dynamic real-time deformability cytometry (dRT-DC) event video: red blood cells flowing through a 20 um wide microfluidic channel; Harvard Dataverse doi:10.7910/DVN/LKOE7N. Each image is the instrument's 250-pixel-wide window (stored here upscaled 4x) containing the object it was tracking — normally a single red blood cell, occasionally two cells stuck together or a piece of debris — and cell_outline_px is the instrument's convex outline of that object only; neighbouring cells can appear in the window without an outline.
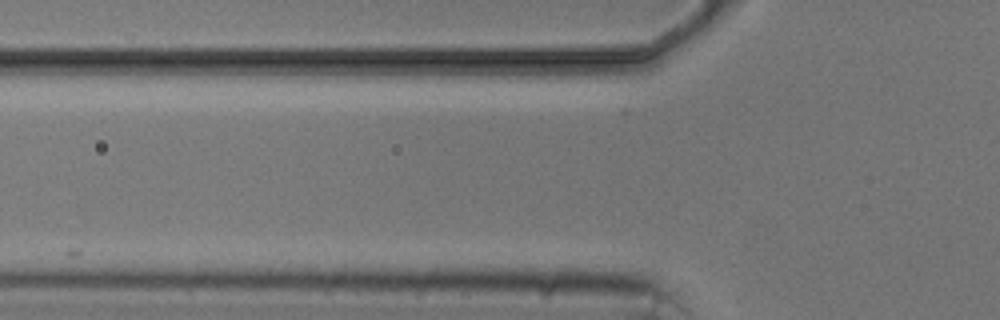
{"species": "common noctule bat (a hibernating species)", "species_latin": "Nyctalus noctula", "temperature_condition": "cold", "stored_images_in_passage": 6, "segment_of_instrument_passage": [2, 2], "camera_frame_rate_fps": 3000, "um_per_image_px": 0.085, "animal": {"sex": "male", "body_mass_g": 20.5, "forearm_length_mm": 52.5}, "frame": {"image": 1, "passage_image": 4, "time_ms": 4.333, "image_size_px": [1000, 320], "cell_outline_px": [[316, 84], [260, 80], [244, 76], [228, 60], [288, 60], [296, 64], [312, 76]], "centroid_in_image_um": [23.23, 6.02], "position_along_channel_um": 102.6, "area_um2": 10.06}}